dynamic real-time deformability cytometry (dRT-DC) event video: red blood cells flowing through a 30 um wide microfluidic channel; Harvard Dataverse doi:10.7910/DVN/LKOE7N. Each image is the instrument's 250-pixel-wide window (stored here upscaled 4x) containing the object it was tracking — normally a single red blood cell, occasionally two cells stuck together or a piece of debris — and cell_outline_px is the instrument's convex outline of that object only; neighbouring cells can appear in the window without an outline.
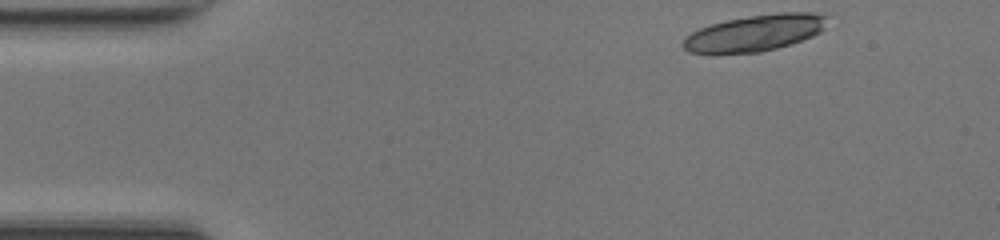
{"species": "common noctule bat (a hibernating species)", "species_latin": "Nyctalus noctula", "temperature_condition": "room temperature", "stored_images_in_passage": 12, "camera_frame_rate_fps": 3000, "um_per_image_px": 0.085, "animal": {"sex": "female", "body_mass_g": 17.0, "forearm_length_mm": 48.0}, "frame": {"image": 1, "passage_image": 1, "time_ms": 0.0, "image_size_px": [1000, 240], "cell_outline_px": [[828, 16], [824, 28], [820, 32], [812, 36], [776, 48], [760, 52], [688, 52], [684, 48], [684, 36], [700, 28], [712, 24], [728, 20], [752, 16], [780, 12], [816, 12]], "centroid_in_image_um": [64.21, 2.78], "position_along_channel_um": 20.8, "area_um2": 29.88}}